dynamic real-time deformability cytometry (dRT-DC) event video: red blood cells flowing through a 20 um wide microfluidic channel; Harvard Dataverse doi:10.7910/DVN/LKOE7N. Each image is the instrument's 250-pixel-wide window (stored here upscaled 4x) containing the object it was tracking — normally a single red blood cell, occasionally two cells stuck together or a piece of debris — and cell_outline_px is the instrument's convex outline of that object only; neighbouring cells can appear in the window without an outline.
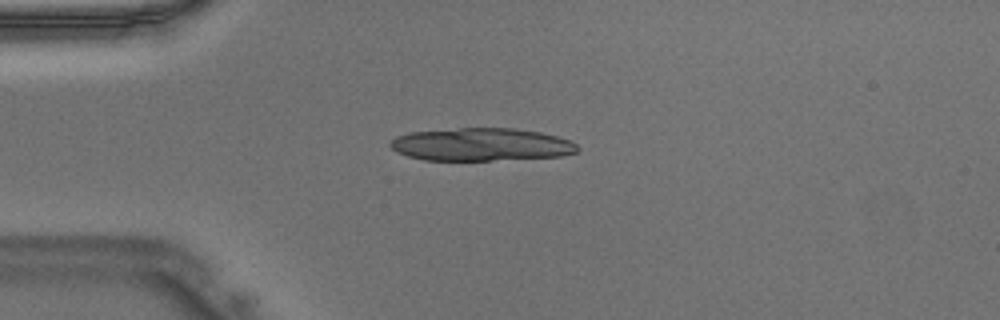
{"species": "Egyptian fruit bat (a non-hibernating species)", "species_latin": "Rousettus aegyptiacus", "temperature_condition": "warm", "stored_images_in_passage": 41, "camera_frame_rate_fps": 3000, "um_per_image_px": 0.085, "animal": {"sex": "male"}, "frame": {"image": 1, "passage_image": 7, "time_ms": 2.0, "image_size_px": [1000, 320], "cell_outline_px": [[580, 148], [576, 152], [560, 156], [492, 160], [424, 160], [408, 156], [396, 152], [388, 144], [396, 136], [408, 132], [460, 128], [516, 128], [540, 132], [556, 136], [568, 140], [576, 144]], "centroid_in_image_um": [40.87, 12.28], "position_along_channel_um": 44.1, "area_um2": 35.78}}